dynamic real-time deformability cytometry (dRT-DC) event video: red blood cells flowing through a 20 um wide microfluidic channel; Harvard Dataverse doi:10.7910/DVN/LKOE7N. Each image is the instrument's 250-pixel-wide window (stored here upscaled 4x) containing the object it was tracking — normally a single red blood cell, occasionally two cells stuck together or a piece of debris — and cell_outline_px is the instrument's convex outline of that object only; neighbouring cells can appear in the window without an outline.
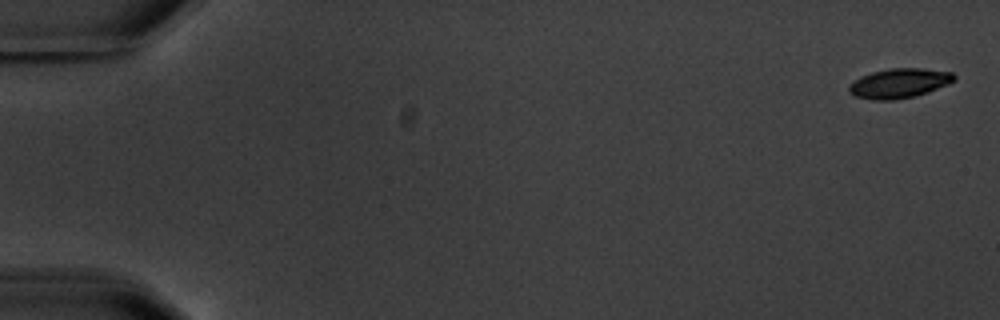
{"species": "common noctule bat (a hibernating species)", "species_latin": "Nyctalus noctula", "temperature_condition": "warm", "stored_images_in_passage": 4, "camera_frame_rate_fps": 3000, "um_per_image_px": 0.085, "animal": {"sex": "male", "body_mass_g": 20.1, "forearm_length_mm": 53.5}, "frame": {"image": 1, "passage_image": 1, "time_ms": 0.0, "image_size_px": [1000, 320], "cell_outline_px": [[956, 80], [948, 84], [928, 92], [912, 96], [892, 100], [872, 100], [856, 96], [848, 92], [848, 84], [860, 76], [872, 72], [888, 68], [924, 68], [952, 72], [956, 76]], "centroid_in_image_um": [76.42, 7.06], "position_along_channel_um": 8.6, "area_um2": 18.26}}
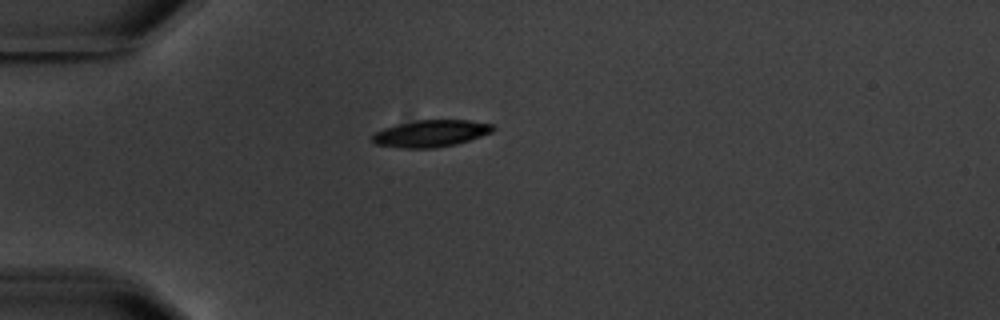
{"frame": {"image": 2, "passage_image": 4, "time_ms": 5.0, "image_size_px": [1000, 320], "cell_outline_px": [[496, 128], [492, 132], [456, 144], [436, 148], [400, 148], [376, 144], [372, 140], [372, 136], [376, 132], [384, 128], [396, 124], [416, 120], [468, 120], [492, 124]], "centroid_in_image_um": [36.61, 11.34], "position_along_channel_um": 48.4, "area_um2": 18.84}}